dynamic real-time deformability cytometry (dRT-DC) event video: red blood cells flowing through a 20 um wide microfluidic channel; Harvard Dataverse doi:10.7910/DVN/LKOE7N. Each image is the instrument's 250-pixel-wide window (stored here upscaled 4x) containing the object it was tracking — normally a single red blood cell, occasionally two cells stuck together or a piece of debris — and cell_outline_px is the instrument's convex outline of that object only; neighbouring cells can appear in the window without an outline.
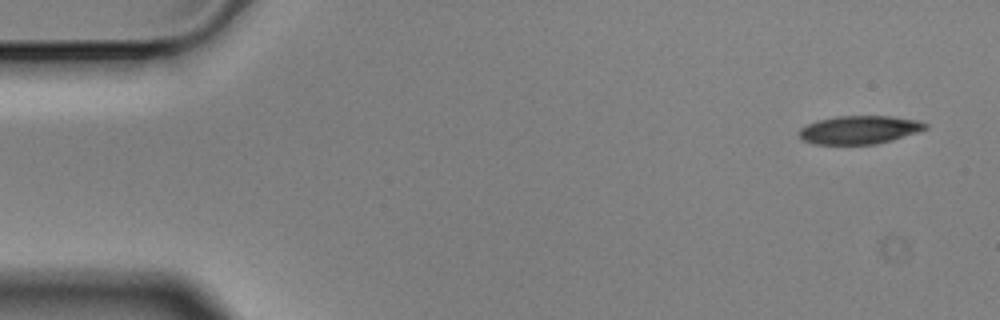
{"species": "Egyptian fruit bat (a non-hibernating species)", "species_latin": "Rousettus aegyptiacus", "temperature_condition": "cold", "stored_images_in_passage": 3, "camera_frame_rate_fps": 3000, "um_per_image_px": 0.085, "animal": {"sex": "male"}, "frame": {"image": 1, "passage_image": 1, "time_ms": 0.0, "image_size_px": [1000, 320], "cell_outline_px": [[928, 128], [892, 140], [876, 144], [812, 144], [804, 140], [800, 136], [800, 128], [816, 120], [836, 116], [892, 116], [916, 120], [928, 124]], "centroid_in_image_um": [73.04, 11.03], "position_along_channel_um": 12.0, "area_um2": 20.69}}